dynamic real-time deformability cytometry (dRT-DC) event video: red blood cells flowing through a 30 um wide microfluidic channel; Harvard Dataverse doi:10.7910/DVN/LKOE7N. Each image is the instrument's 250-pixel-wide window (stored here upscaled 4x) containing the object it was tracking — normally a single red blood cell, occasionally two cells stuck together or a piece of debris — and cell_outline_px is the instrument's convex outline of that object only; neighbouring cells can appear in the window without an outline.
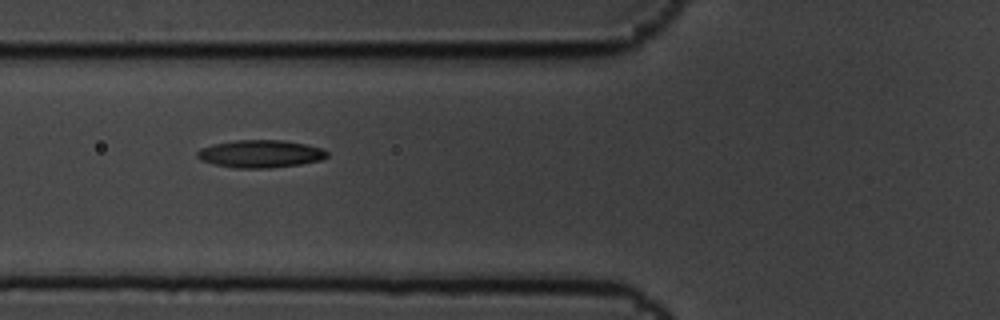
{"species": "common noctule bat (a hibernating species)", "species_latin": "Nyctalus noctula", "temperature_condition": "cold", "stored_images_in_passage": 7, "camera_frame_rate_fps": 3000, "um_per_image_px": 0.085, "animal": {"sex": "male", "body_mass_g": 19.5, "forearm_length_mm": 54.6}, "frame": {"image": 1, "passage_image": 4, "time_ms": 1.0, "image_size_px": [1000, 320], "cell_outline_px": [[328, 156], [320, 160], [300, 164], [268, 168], [236, 168], [212, 164], [200, 160], [196, 156], [196, 152], [200, 148], [212, 144], [236, 140], [284, 140], [324, 148], [328, 152]], "centroid_in_image_um": [22.1, 13.07], "position_along_channel_um": 103.7, "area_um2": 21.04}}
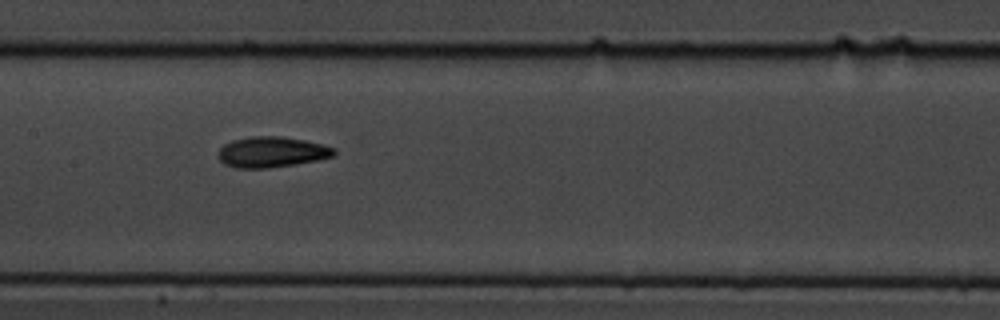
{"frame": {"image": 2, "passage_image": 6, "time_ms": 1.667, "image_size_px": [1000, 320], "cell_outline_px": [[336, 152], [332, 156], [316, 160], [296, 164], [268, 168], [236, 168], [224, 164], [220, 160], [220, 148], [224, 144], [232, 140], [252, 136], [280, 136], [304, 140], [336, 148]], "centroid_in_image_um": [23.09, 12.92], "position_along_channel_um": 184.3, "area_um2": 20.52}}
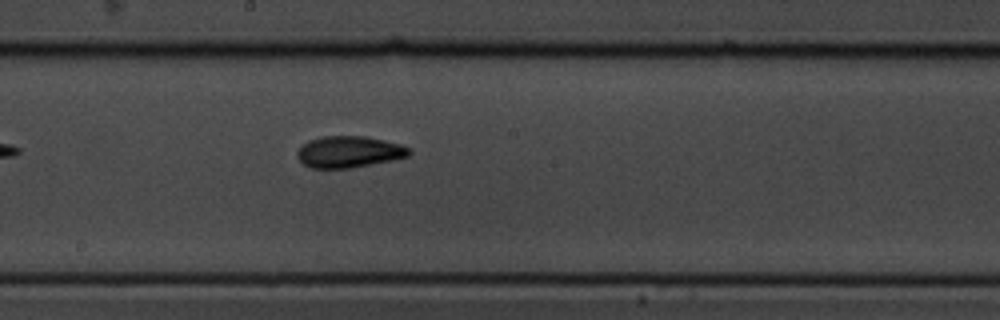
{"frame": {"image": 3, "passage_image": 7, "time_ms": 2.0, "image_size_px": [1000, 320], "cell_outline_px": [[412, 152], [408, 156], [392, 160], [352, 168], [312, 168], [304, 164], [296, 156], [296, 152], [308, 140], [320, 136], [364, 136], [384, 140], [400, 144], [412, 148]], "centroid_in_image_um": [29.68, 12.9], "position_along_channel_um": 218.5, "area_um2": 20.63}}